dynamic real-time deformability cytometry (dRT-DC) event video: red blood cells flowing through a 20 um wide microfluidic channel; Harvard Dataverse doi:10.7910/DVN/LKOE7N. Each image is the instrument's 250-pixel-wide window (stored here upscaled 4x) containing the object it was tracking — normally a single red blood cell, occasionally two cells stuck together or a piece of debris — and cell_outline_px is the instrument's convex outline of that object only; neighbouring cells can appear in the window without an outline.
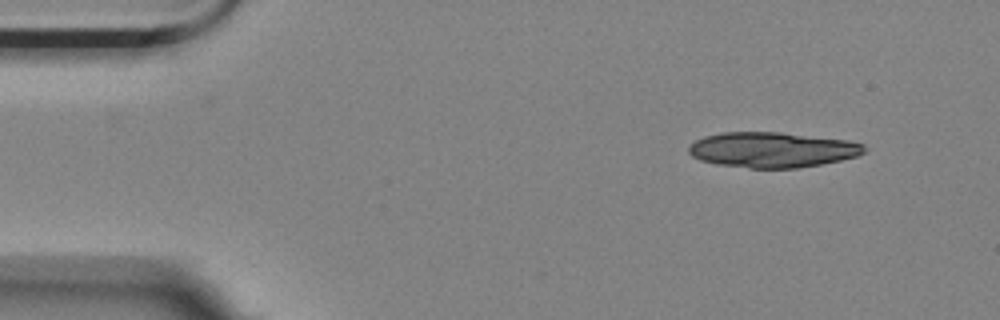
{"species": "Egyptian fruit bat (a non-hibernating species)", "species_latin": "Rousettus aegyptiacus", "temperature_condition": "room temperature", "stored_images_in_passage": 2, "camera_frame_rate_fps": 3000, "um_per_image_px": 0.085, "animal": {"sex": "female"}, "frame": {"image": 1, "passage_image": 1, "time_ms": 0.0, "image_size_px": [1000, 320], "cell_outline_px": [[868, 148], [864, 152], [856, 156], [840, 160], [800, 168], [748, 168], [716, 164], [700, 160], [692, 156], [688, 152], [688, 148], [696, 140], [704, 136], [720, 132], [780, 132], [848, 140], [864, 144]], "centroid_in_image_um": [65.64, 12.73], "position_along_channel_um": 19.4, "area_um2": 36.24}}